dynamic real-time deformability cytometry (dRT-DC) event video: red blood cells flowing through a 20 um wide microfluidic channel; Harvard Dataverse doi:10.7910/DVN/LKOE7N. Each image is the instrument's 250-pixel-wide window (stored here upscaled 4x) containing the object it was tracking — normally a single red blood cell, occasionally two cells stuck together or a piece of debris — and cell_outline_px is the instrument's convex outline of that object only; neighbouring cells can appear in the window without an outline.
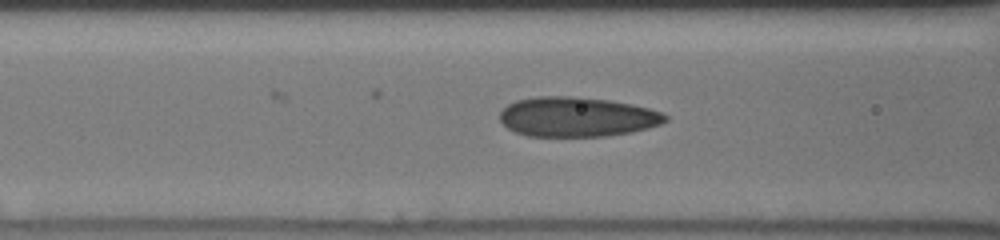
{"species": "human", "species_latin": "Homo sapiens", "temperature_condition": "cold", "stored_images_in_passage": 32, "camera_frame_rate_fps": 3000, "um_per_image_px": 0.085, "donor": {"sex": "male"}, "frame": {"image": 1, "passage_image": 20, "time_ms": 6.333, "image_size_px": [1000, 240], "cell_outline_px": [[668, 120], [660, 124], [648, 128], [632, 132], [604, 136], [528, 136], [516, 132], [508, 128], [500, 120], [500, 112], [508, 104], [516, 100], [536, 96], [568, 96], [608, 100], [632, 104], [664, 112], [668, 116]], "centroid_in_image_um": [49.06, 9.93], "position_along_channel_um": 117.5, "area_um2": 38.32}}
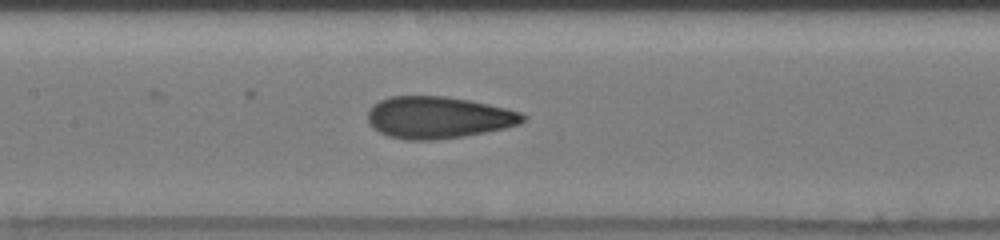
{"frame": {"image": 2, "passage_image": 24, "time_ms": 7.667, "image_size_px": [1000, 240], "cell_outline_px": [[528, 116], [520, 124], [504, 128], [464, 136], [432, 140], [404, 140], [388, 136], [372, 128], [368, 120], [368, 112], [372, 104], [380, 100], [392, 96], [444, 96], [468, 100], [488, 104], [520, 112]], "centroid_in_image_um": [37.23, 9.99], "position_along_channel_um": 170.2, "area_um2": 37.8}}
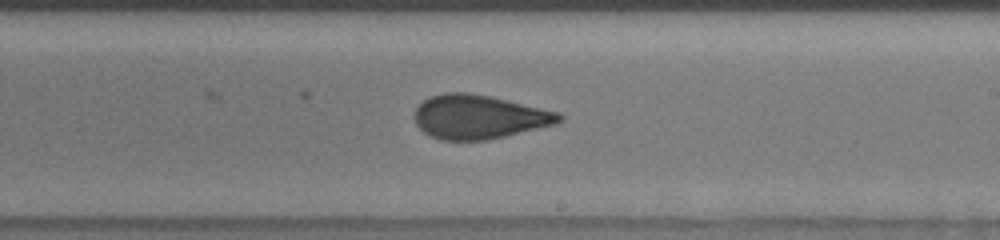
{"frame": {"image": 3, "passage_image": 30, "time_ms": 9.667, "image_size_px": [1000, 240], "cell_outline_px": [[564, 120], [556, 124], [488, 140], [440, 140], [424, 132], [416, 124], [416, 108], [424, 100], [432, 96], [444, 92], [468, 92], [508, 100], [560, 112], [564, 116]], "centroid_in_image_um": [40.76, 9.93], "position_along_channel_um": 248.2, "area_um2": 36.93}}